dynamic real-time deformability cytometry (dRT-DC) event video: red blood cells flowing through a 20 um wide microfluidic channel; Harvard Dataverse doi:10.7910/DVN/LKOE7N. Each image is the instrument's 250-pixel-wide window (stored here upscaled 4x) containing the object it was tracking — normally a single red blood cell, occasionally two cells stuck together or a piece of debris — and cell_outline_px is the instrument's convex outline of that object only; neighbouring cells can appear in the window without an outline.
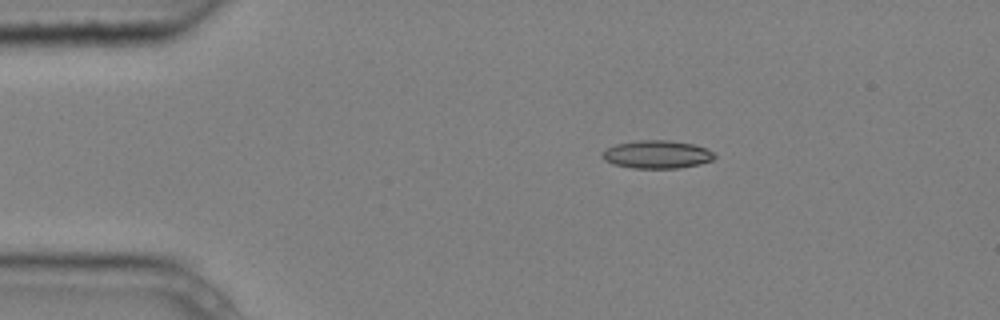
{"species": "common noctule bat (a hibernating species)", "species_latin": "Nyctalus noctula", "temperature_condition": "cold", "stored_images_in_passage": 7, "camera_frame_rate_fps": 3000, "um_per_image_px": 0.085, "animal": {"sex": "male", "body_mass_g": 20.4}, "frame": {"image": 1, "passage_image": 3, "time_ms": 0.667, "image_size_px": [1000, 320], "cell_outline_px": [[716, 156], [712, 160], [700, 164], [680, 168], [632, 168], [612, 164], [604, 160], [604, 152], [608, 148], [616, 144], [636, 140], [672, 140], [692, 144], [708, 148]], "centroid_in_image_um": [55.88, 13.12], "position_along_channel_um": 29.1, "area_um2": 18.32}}
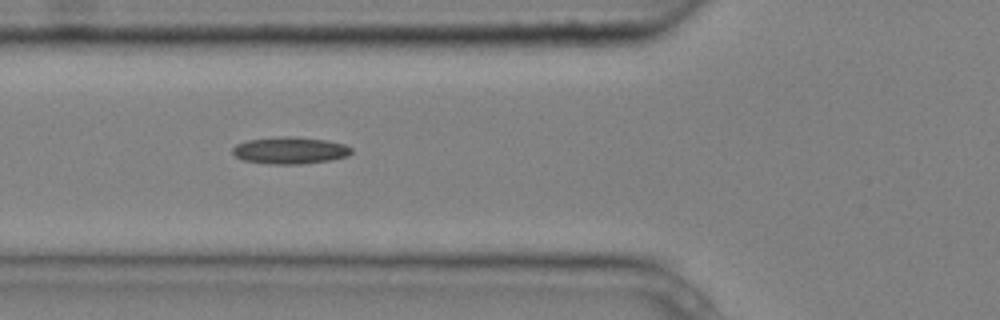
{"frame": {"image": 2, "passage_image": 6, "time_ms": 1.667, "image_size_px": [1000, 320], "cell_outline_px": [[352, 152], [348, 156], [328, 160], [304, 164], [268, 164], [244, 160], [236, 156], [232, 152], [232, 148], [236, 144], [248, 140], [288, 136], [292, 136], [328, 140], [344, 144], [352, 148]], "centroid_in_image_um": [24.67, 12.79], "position_along_channel_um": 101.1, "area_um2": 18.61}}
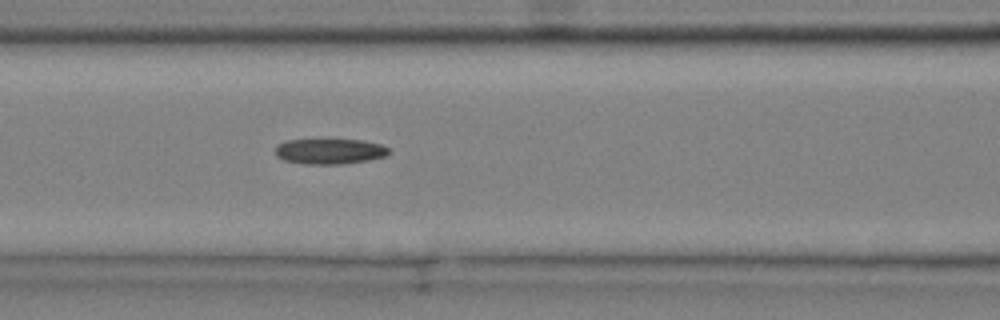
{"frame": {"image": 3, "passage_image": 7, "time_ms": 2.0, "image_size_px": [1000, 320], "cell_outline_px": [[392, 152], [384, 156], [368, 160], [340, 164], [304, 164], [284, 160], [276, 156], [276, 148], [284, 140], [364, 140], [380, 144], [388, 148]], "centroid_in_image_um": [28.03, 12.86], "position_along_channel_um": 138.6, "area_um2": 16.7}}